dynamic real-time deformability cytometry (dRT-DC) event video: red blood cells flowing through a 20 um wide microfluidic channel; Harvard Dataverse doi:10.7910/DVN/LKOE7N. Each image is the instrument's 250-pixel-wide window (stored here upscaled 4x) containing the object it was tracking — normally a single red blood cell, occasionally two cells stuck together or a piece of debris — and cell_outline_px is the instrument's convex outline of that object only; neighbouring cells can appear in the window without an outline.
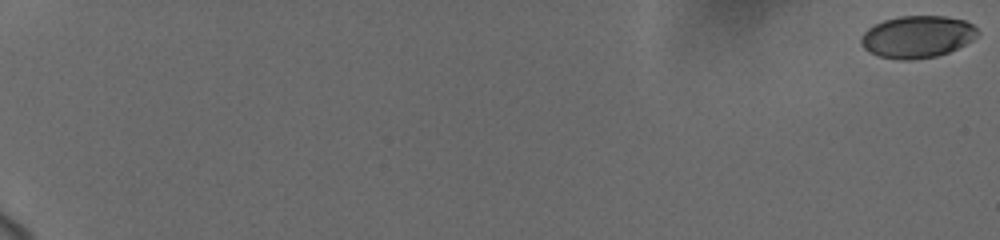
{"species": "human", "species_latin": "Homo sapiens", "temperature_condition": "cold", "stored_images_in_passage": 24, "camera_frame_rate_fps": 3000, "um_per_image_px": 0.085, "donor": {"sex": "female"}, "frame": {"image": 1, "passage_image": 1, "time_ms": 0.0, "image_size_px": [1000, 240], "cell_outline_px": [[980, 32], [972, 40], [948, 52], [936, 56], [908, 60], [900, 60], [880, 56], [868, 52], [860, 44], [860, 36], [868, 28], [884, 20], [900, 16], [944, 16], [964, 20], [972, 24]], "centroid_in_image_um": [77.94, 3.12], "position_along_channel_um": 7.1, "area_um2": 28.5}}
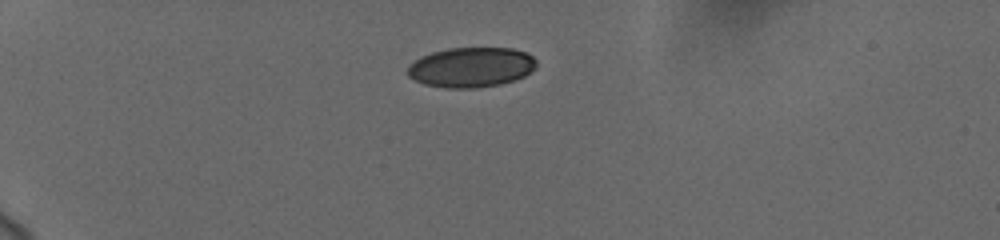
{"frame": {"image": 2, "passage_image": 17, "time_ms": 6.0, "image_size_px": [1000, 240], "cell_outline_px": [[536, 68], [532, 72], [516, 80], [500, 84], [476, 88], [444, 88], [424, 84], [408, 76], [408, 64], [412, 60], [420, 56], [432, 52], [448, 48], [512, 48], [524, 52], [532, 56], [536, 60]], "centroid_in_image_um": [40.04, 5.72], "position_along_channel_um": 45.0, "area_um2": 30.29}}
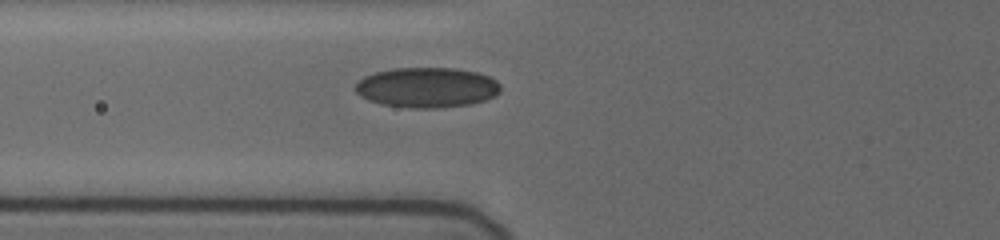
{"frame": {"image": 3, "passage_image": 24, "time_ms": 8.667, "image_size_px": [1000, 240], "cell_outline_px": [[500, 92], [496, 96], [484, 100], [468, 104], [436, 108], [412, 108], [380, 104], [368, 100], [360, 96], [356, 92], [356, 84], [364, 76], [376, 72], [392, 68], [456, 68], [476, 72], [488, 76], [496, 80], [500, 84]], "centroid_in_image_um": [36.29, 7.43], "position_along_channel_um": 89.5, "area_um2": 33.99}}